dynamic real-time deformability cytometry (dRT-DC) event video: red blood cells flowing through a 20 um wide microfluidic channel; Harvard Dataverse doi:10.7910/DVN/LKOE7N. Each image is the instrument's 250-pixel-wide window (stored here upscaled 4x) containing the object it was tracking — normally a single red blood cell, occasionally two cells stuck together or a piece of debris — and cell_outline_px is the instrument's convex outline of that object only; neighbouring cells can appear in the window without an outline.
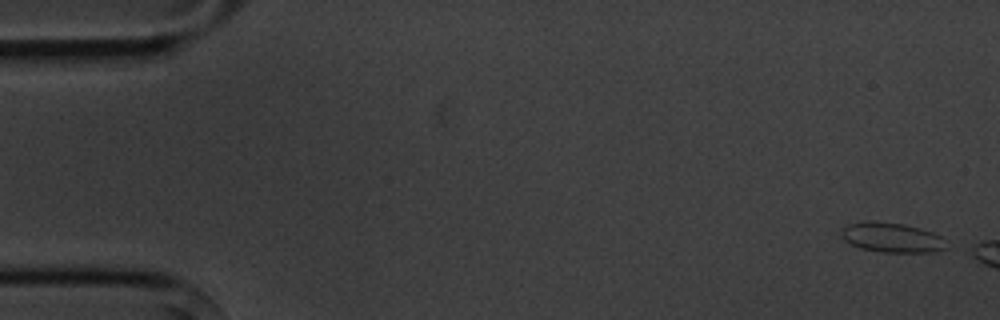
{"species": "common noctule bat (a hibernating species)", "species_latin": "Nyctalus noctula", "temperature_condition": "cold", "stored_images_in_passage": 5, "camera_frame_rate_fps": 3000, "um_per_image_px": 0.085, "animal": {"sex": "male", "body_mass_g": 20.1, "forearm_length_mm": 53.5}, "frame": {"image": 1, "passage_image": 1, "time_ms": 0.0, "image_size_px": [1000, 320], "cell_outline_px": [[948, 248], [936, 252], [880, 252], [860, 248], [844, 240], [840, 236], [840, 232], [848, 224], [864, 220], [868, 220], [904, 224], [920, 228], [932, 232], [940, 236]], "centroid_in_image_um": [75.78, 20.18], "position_along_channel_um": 9.2, "area_um2": 18.32}}